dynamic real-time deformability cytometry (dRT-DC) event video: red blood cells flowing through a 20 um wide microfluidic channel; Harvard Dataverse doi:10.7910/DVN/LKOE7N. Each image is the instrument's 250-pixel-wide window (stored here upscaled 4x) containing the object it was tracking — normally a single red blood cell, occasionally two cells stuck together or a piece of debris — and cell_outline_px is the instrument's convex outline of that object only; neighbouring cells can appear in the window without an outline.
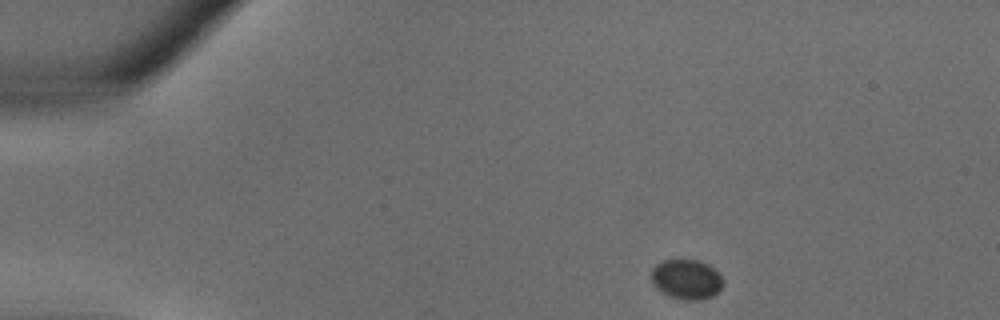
{"species": "common noctule bat (a hibernating species)", "species_latin": "Nyctalus noctula", "temperature_condition": "warm", "stored_images_in_passage": 31, "camera_frame_rate_fps": 3000, "um_per_image_px": 0.085, "animal": {"sex": "male", "body_mass_g": 18.8}, "frame": {"image": 1, "passage_image": 1, "time_ms": 0.0, "image_size_px": [1000, 320], "cell_outline_px": [[720, 288], [712, 296], [700, 300], [684, 300], [672, 296], [656, 288], [652, 280], [652, 268], [656, 264], [664, 260], [700, 260], [708, 264], [720, 276]], "centroid_in_image_um": [58.32, 23.73], "position_along_channel_um": 26.7, "area_um2": 16.18}}
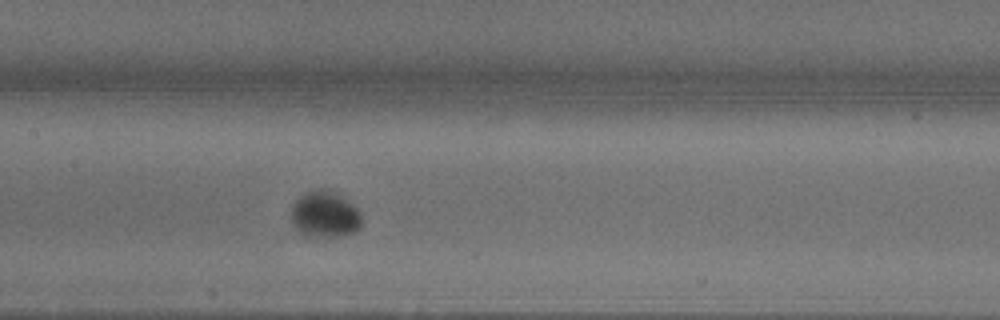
{"frame": {"image": 2, "passage_image": 13, "time_ms": 4.0, "image_size_px": [1000, 320], "cell_outline_px": [[360, 228], [352, 232], [340, 236], [312, 236], [296, 228], [292, 220], [292, 204], [304, 192], [316, 188], [324, 188], [340, 196], [352, 204], [360, 212]], "centroid_in_image_um": [27.6, 18.19], "position_along_channel_um": 179.8, "area_um2": 18.55}}
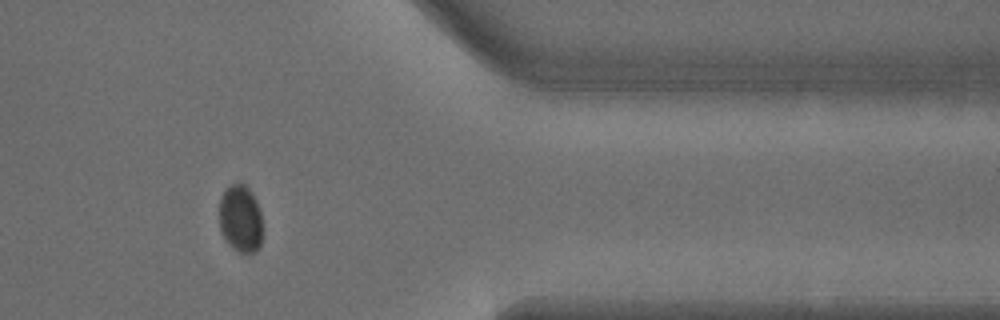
{"frame": {"image": 3, "passage_image": 25, "time_ms": 8.0, "image_size_px": [1000, 320], "cell_outline_px": [[260, 248], [252, 252], [240, 252], [232, 248], [228, 244], [220, 228], [220, 200], [224, 192], [232, 184], [244, 184], [248, 188], [256, 200], [260, 212]], "centroid_in_image_um": [20.43, 18.6], "position_along_channel_um": 391.0, "area_um2": 16.47}}